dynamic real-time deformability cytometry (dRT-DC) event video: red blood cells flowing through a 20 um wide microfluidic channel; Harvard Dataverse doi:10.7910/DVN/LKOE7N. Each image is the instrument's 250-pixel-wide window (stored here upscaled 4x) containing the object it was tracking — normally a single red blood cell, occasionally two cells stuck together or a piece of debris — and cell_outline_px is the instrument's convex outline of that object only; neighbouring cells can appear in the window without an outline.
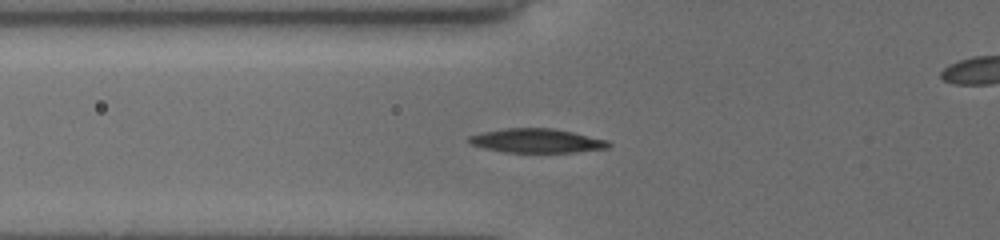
{"species": "common noctule bat (a hibernating species)", "species_latin": "Nyctalus noctula", "temperature_condition": "cold", "stored_images_in_passage": 45, "camera_frame_rate_fps": 3000, "um_per_image_px": 0.085, "animal": {"sex": "female", "body_mass_g": 19.5, "forearm_length_mm": 54.1}, "frame": {"image": 1, "passage_image": 11, "time_ms": 3.333, "image_size_px": [1000, 240], "cell_outline_px": [[612, 144], [608, 148], [572, 152], [504, 152], [484, 148], [472, 144], [464, 140], [468, 136], [480, 132], [504, 128], [552, 128], [572, 132], [608, 140]], "centroid_in_image_um": [45.57, 11.95], "position_along_channel_um": 80.2, "area_um2": 19.65}}
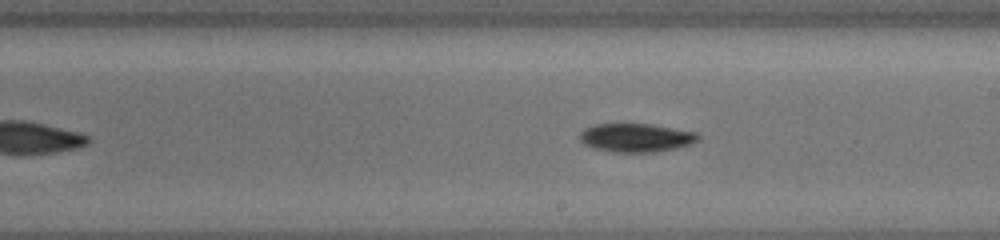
{"frame": {"image": 2, "passage_image": 23, "time_ms": 7.333, "image_size_px": [1000, 240], "cell_outline_px": [[700, 140], [692, 144], [676, 148], [656, 152], [612, 152], [596, 148], [584, 144], [580, 140], [580, 132], [584, 128], [596, 124], [652, 124], [696, 132], [700, 136]], "centroid_in_image_um": [54.1, 11.7], "position_along_channel_um": 234.9, "area_um2": 19.77}}
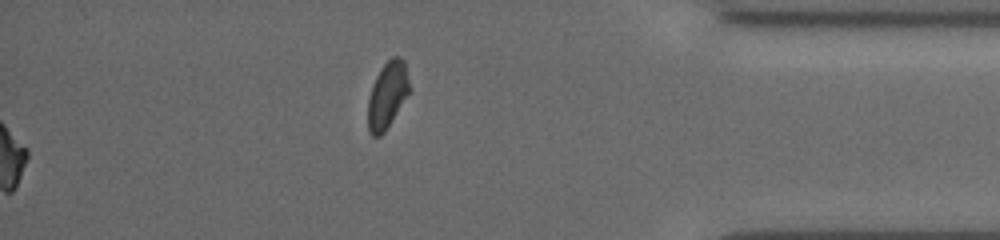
{"frame": {"image": 3, "passage_image": 45, "time_ms": 14.667, "image_size_px": [1000, 240], "cell_outline_px": [[412, 92], [384, 132], [380, 136], [372, 136], [368, 132], [368, 100], [372, 84], [380, 68], [392, 56], [400, 56], [404, 60]], "centroid_in_image_um": [32.95, 8.07], "position_along_channel_um": 402.2, "area_um2": 16.53}, "authors_computed_cell_mechanics": {"area_um2": 19.1896, "velocity_mm_per_s": 3.8816, "shape_relaxation_time_tau1_ms": 5.2048, "shape_relaxation_time_tau2_ms": null, "deformation_change_tau1": 0.1345, "deformation_change_tau2": null}}